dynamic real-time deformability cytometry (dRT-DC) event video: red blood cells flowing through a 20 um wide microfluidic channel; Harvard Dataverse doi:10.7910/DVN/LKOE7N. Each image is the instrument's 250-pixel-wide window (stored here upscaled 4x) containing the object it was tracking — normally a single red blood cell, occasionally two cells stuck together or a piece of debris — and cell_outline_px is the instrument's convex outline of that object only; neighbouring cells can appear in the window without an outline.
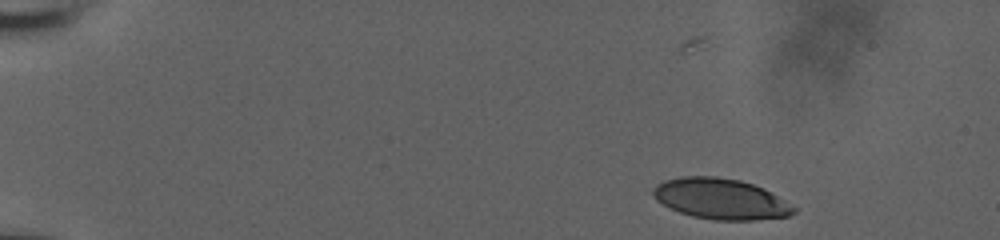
{"species": "human", "species_latin": "Homo sapiens", "temperature_condition": "room temperature", "stored_images_in_passage": 10, "camera_frame_rate_fps": 3000, "um_per_image_px": 0.085, "donor": {"sex": "male"}, "frame": {"image": 1, "passage_image": 1, "time_ms": 0.0, "image_size_px": [1000, 240], "cell_outline_px": [[796, 212], [788, 216], [756, 220], [716, 220], [692, 216], [680, 212], [656, 200], [652, 192], [652, 188], [656, 184], [664, 180], [680, 176], [716, 176], [740, 180], [752, 184], [784, 200], [796, 208]], "centroid_in_image_um": [61.22, 16.9], "position_along_channel_um": 23.8, "area_um2": 33.12}}
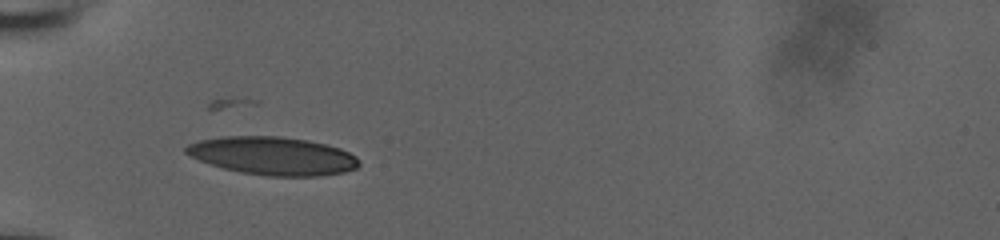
{"frame": {"image": 2, "passage_image": 7, "time_ms": 2.0, "image_size_px": [1000, 240], "cell_outline_px": [[360, 164], [356, 168], [344, 172], [320, 176], [268, 176], [240, 172], [224, 168], [200, 160], [184, 152], [184, 148], [188, 144], [200, 140], [220, 136], [280, 136], [308, 140], [340, 148], [356, 156]], "centroid_in_image_um": [23.2, 13.24], "position_along_channel_um": 61.8, "area_um2": 38.32}}
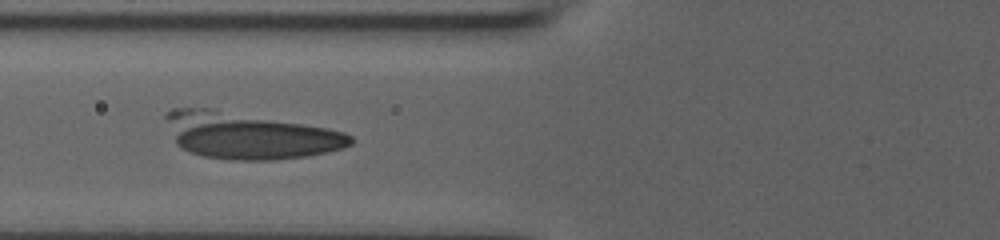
{"frame": {"image": 3, "passage_image": 9, "time_ms": 2.667, "image_size_px": [1000, 240], "cell_outline_px": [[352, 144], [344, 148], [328, 152], [308, 156], [276, 160], [232, 160], [204, 156], [180, 148], [176, 144], [164, 116], [164, 112], [172, 108], [216, 108], [328, 128], [344, 132], [352, 136]], "centroid_in_image_um": [21.17, 11.51], "position_along_channel_um": 104.6, "area_um2": 50.29}}